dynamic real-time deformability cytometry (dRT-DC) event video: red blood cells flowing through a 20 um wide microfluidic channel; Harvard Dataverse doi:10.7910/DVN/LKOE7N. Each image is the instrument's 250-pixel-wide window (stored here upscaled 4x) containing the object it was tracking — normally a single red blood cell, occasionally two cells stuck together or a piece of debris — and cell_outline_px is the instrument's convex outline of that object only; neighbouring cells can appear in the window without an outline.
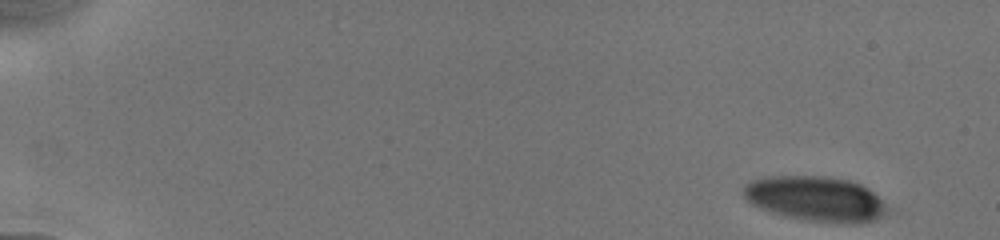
{"species": "human", "species_latin": "Homo sapiens", "temperature_condition": "cold", "stored_images_in_passage": 26, "camera_frame_rate_fps": 3000, "um_per_image_px": 0.085, "donor": {"sex": "male"}, "frame": {"image": 1, "passage_image": 1, "time_ms": 0.0, "image_size_px": [1000, 240], "cell_outline_px": [[888, 212], [884, 216], [860, 224], [848, 224], [808, 220], [784, 216], [760, 208], [752, 204], [744, 196], [744, 184], [752, 180], [764, 176], [824, 176], [848, 180], [860, 184], [868, 188], [884, 200], [888, 208]], "centroid_in_image_um": [69.37, 16.9], "position_along_channel_um": 15.6, "area_um2": 37.97}}
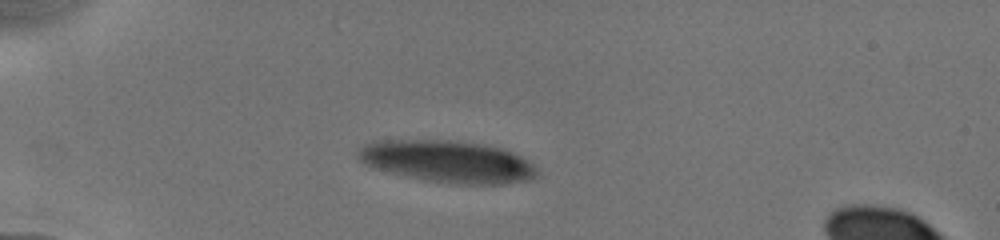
{"frame": {"image": 2, "passage_image": 8, "time_ms": 4.0, "image_size_px": [1000, 240], "cell_outline_px": [[536, 176], [532, 180], [504, 184], [456, 184], [428, 180], [408, 176], [372, 168], [364, 164], [356, 156], [356, 148], [372, 140], [448, 140], [488, 144], [504, 148], [528, 160], [536, 168]], "centroid_in_image_um": [38.02, 13.71], "position_along_channel_um": 47.0, "area_um2": 44.27}}
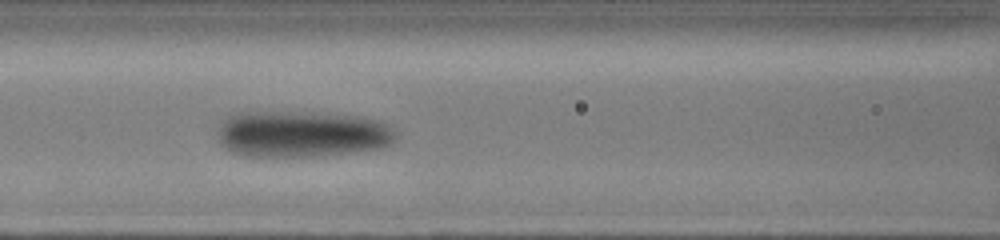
{"frame": {"image": 3, "passage_image": 19, "time_ms": 7.333, "image_size_px": [1000, 240], "cell_outline_px": [[396, 136], [388, 144], [380, 148], [320, 156], [240, 156], [224, 148], [216, 140], [216, 124], [232, 112], [288, 112], [364, 116], [380, 120], [396, 132]], "centroid_in_image_um": [25.52, 11.38], "position_along_channel_um": 141.1, "area_um2": 48.73}}